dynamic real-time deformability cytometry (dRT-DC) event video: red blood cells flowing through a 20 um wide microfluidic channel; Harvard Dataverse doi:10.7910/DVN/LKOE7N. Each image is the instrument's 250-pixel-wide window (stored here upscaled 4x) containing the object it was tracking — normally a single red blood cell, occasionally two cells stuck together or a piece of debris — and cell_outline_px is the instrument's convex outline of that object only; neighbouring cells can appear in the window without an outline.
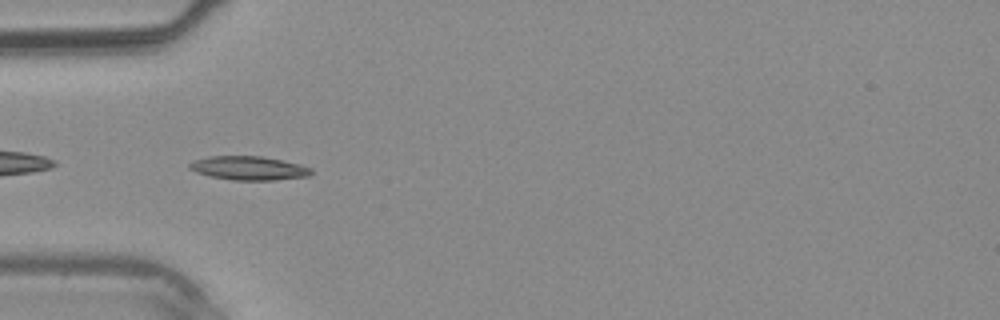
{"species": "common noctule bat (a hibernating species)", "species_latin": "Nyctalus noctula", "temperature_condition": "warm", "stored_images_in_passage": 32, "camera_frame_rate_fps": 3000, "um_per_image_px": 0.085, "animal": {"sex": "male", "body_mass_g": 20.4}, "frame": {"image": 1, "passage_image": 5, "time_ms": 1.333, "image_size_px": [1000, 320], "cell_outline_px": [[312, 172], [308, 176], [276, 180], [232, 180], [212, 176], [196, 172], [188, 168], [188, 164], [192, 160], [208, 156], [264, 156], [300, 164], [312, 168]], "centroid_in_image_um": [21.14, 14.28], "position_along_channel_um": 63.9, "area_um2": 16.99}}
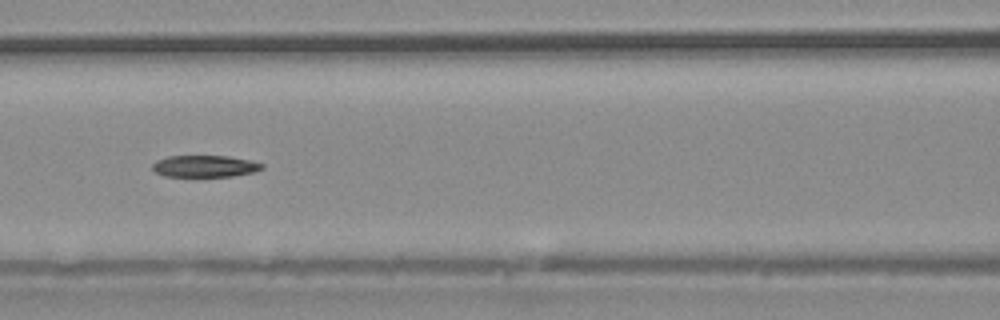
{"frame": {"image": 2, "passage_image": 10, "time_ms": 3.0, "image_size_px": [1000, 320], "cell_outline_px": [[264, 168], [256, 172], [232, 176], [164, 176], [156, 172], [152, 168], [152, 164], [156, 160], [168, 156], [228, 156], [248, 160], [264, 164]], "centroid_in_image_um": [17.42, 14.12], "position_along_channel_um": 149.2, "area_um2": 13.87}}